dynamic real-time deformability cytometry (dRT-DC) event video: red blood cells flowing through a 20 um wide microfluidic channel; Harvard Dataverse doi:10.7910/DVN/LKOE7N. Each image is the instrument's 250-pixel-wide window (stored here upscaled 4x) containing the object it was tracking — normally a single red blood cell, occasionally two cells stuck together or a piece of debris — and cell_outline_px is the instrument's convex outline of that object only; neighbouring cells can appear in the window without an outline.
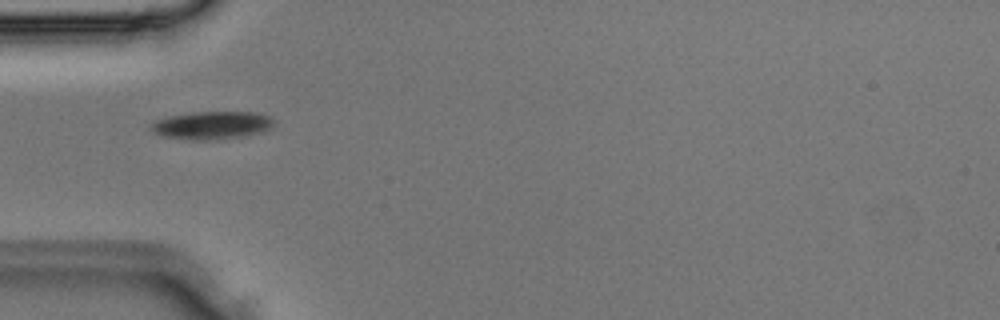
{"species": "Egyptian fruit bat (a non-hibernating species)", "species_latin": "Rousettus aegyptiacus", "temperature_condition": "room temperature", "stored_images_in_passage": 1, "camera_frame_rate_fps": 3000, "um_per_image_px": 0.085, "animal": {"sex": "male"}, "frame": {"image": 1, "passage_image": 1, "time_ms": 0.0, "image_size_px": [1000, 320], "cell_outline_px": [[276, 120], [264, 132], [244, 136], [216, 140], [192, 140], [160, 136], [152, 132], [148, 128], [148, 124], [156, 120], [168, 116], [192, 112], [252, 112], [268, 116]], "centroid_in_image_um": [17.93, 10.66], "position_along_channel_um": 67.1, "area_um2": 20.29}}